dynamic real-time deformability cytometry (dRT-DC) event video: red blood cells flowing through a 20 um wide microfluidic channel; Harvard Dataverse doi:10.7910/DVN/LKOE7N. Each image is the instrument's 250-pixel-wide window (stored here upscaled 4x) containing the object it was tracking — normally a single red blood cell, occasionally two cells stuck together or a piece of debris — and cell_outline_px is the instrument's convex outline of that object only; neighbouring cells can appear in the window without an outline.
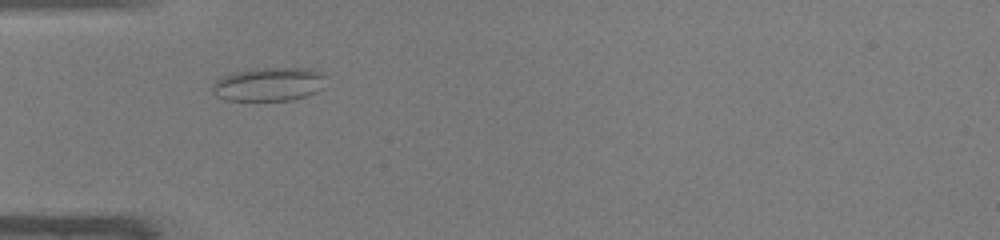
{"species": "common noctule bat (a hibernating species)", "species_latin": "Nyctalus noctula", "temperature_condition": "warm", "stored_images_in_passage": 33, "camera_frame_rate_fps": 3000, "um_per_image_px": 0.085, "animal": {"sex": "male", "body_mass_g": 19.0, "forearm_length_mm": 50.8}, "frame": {"image": 1, "passage_image": 1, "time_ms": 0.0, "image_size_px": [1000, 240], "cell_outline_px": [[328, 76], [324, 88], [316, 92], [292, 100], [228, 100], [216, 96], [212, 92], [212, 84], [216, 80], [232, 72], [252, 68], [308, 68], [320, 72]], "centroid_in_image_um": [22.88, 7.15], "position_along_channel_um": 62.1, "area_um2": 22.54}}
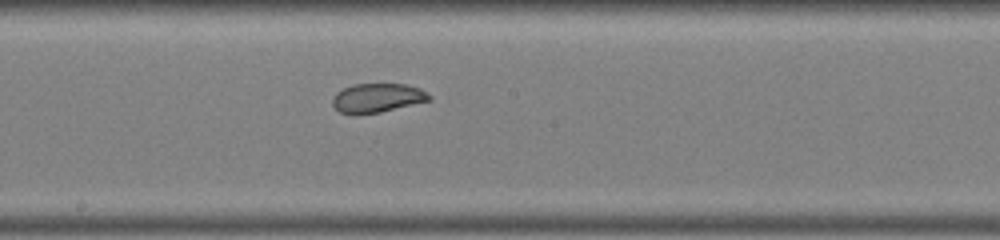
{"frame": {"image": 2, "passage_image": 12, "time_ms": 3.667, "image_size_px": [1000, 240], "cell_outline_px": [[432, 100], [380, 112], [356, 116], [352, 116], [340, 112], [332, 104], [332, 100], [336, 92], [352, 84], [408, 84], [420, 88], [432, 96]], "centroid_in_image_um": [32.06, 8.34], "position_along_channel_um": 216.1, "area_um2": 16.7}}
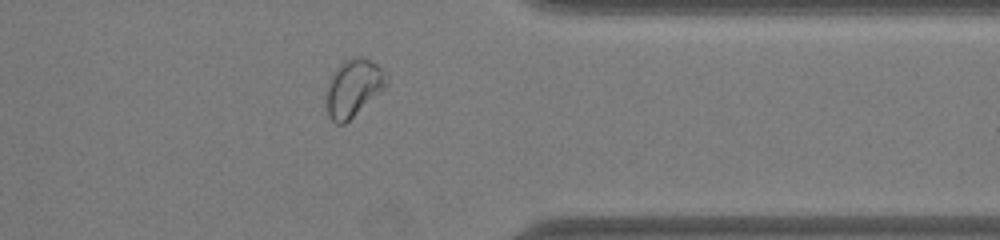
{"frame": {"image": 3, "passage_image": 24, "time_ms": 7.667, "image_size_px": [1000, 240], "cell_outline_px": [[388, 84], [380, 92], [344, 124], [336, 124], [328, 116], [324, 96], [328, 84], [336, 68], [344, 60], [352, 56], [360, 56], [376, 64], [388, 76]], "centroid_in_image_um": [30.01, 7.47], "position_along_channel_um": 381.4, "area_um2": 20.06}, "authors_computed_cell_mechanics": {"area_um2": 18.2648, "velocity_mm_per_s": 4.2801, "shape_relaxation_time_tau1_ms": null, "shape_relaxation_time_tau2_ms": 1.1432, "deformation_change_tau1": null, "deformation_change_tau2": 0.0582}}